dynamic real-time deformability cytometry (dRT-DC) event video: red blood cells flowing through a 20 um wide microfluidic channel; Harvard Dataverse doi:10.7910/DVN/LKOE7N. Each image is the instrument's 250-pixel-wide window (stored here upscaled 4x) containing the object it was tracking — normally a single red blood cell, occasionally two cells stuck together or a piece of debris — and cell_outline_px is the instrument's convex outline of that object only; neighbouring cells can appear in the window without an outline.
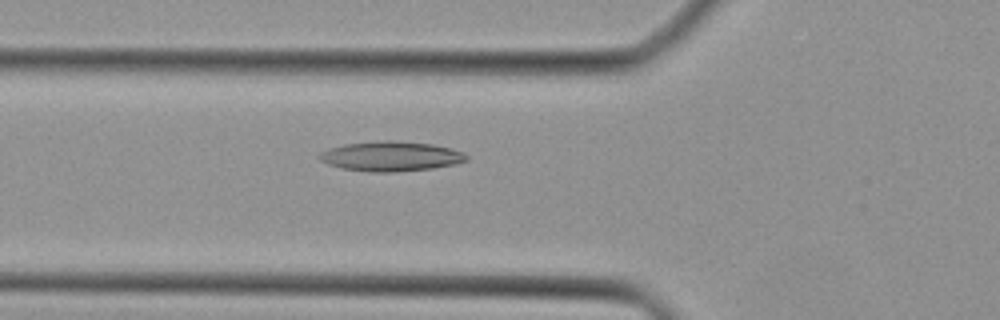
{"species": "Egyptian fruit bat (a non-hibernating species)", "species_latin": "Rousettus aegyptiacus", "temperature_condition": "cold", "stored_images_in_passage": 42, "camera_frame_rate_fps": 3000, "um_per_image_px": 0.085, "animal": {"sex": "female"}, "frame": {"image": 1, "passage_image": 14, "time_ms": 4.333, "image_size_px": [1000, 320], "cell_outline_px": [[468, 160], [456, 164], [432, 168], [392, 172], [368, 172], [340, 168], [328, 164], [320, 160], [316, 156], [320, 152], [328, 148], [344, 144], [380, 140], [392, 140], [432, 144], [452, 148], [464, 152], [468, 156]], "centroid_in_image_um": [33.21, 13.28], "position_along_channel_um": 92.6, "area_um2": 25.84}}
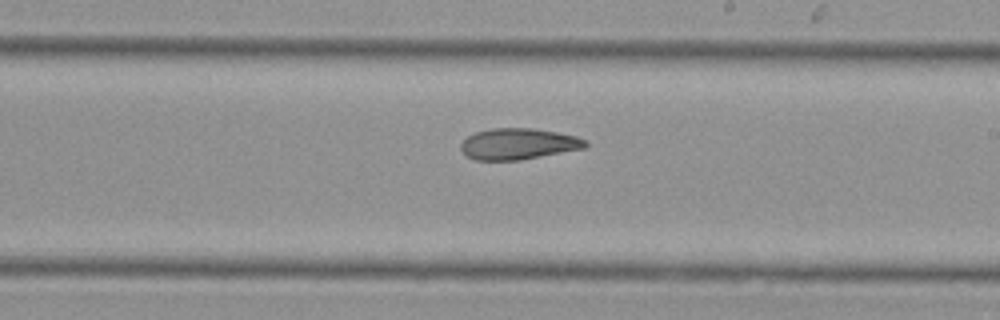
{"frame": {"image": 2, "passage_image": 24, "time_ms": 7.667, "image_size_px": [1000, 320], "cell_outline_px": [[588, 144], [584, 148], [520, 160], [472, 160], [460, 148], [460, 144], [468, 136], [476, 132], [492, 128], [532, 128], [556, 132], [576, 136], [588, 140]], "centroid_in_image_um": [44.06, 12.23], "position_along_channel_um": 244.9, "area_um2": 22.54}}
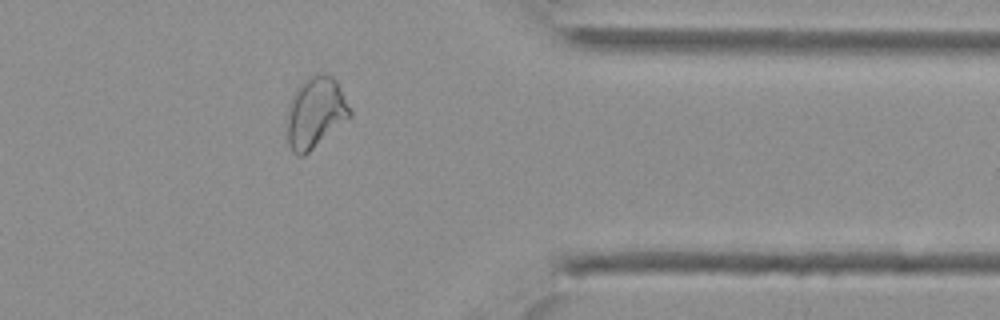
{"frame": {"image": 3, "passage_image": 34, "time_ms": 11.0, "image_size_px": [1000, 320], "cell_outline_px": [[352, 116], [304, 156], [296, 156], [292, 152], [288, 144], [284, 124], [288, 108], [292, 96], [296, 88], [304, 80], [316, 72], [324, 72], [332, 76], [336, 80], [352, 112]], "centroid_in_image_um": [26.77, 9.58], "position_along_channel_um": 384.6, "area_um2": 26.59}}